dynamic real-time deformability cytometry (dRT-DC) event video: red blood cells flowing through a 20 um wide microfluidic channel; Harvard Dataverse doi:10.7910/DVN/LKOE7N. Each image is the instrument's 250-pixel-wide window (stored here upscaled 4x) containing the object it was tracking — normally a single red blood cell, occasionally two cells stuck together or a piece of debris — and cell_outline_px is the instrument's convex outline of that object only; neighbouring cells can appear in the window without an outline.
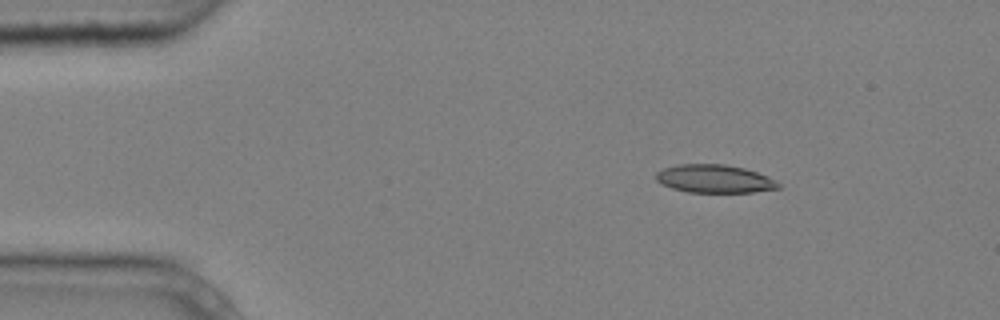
{"species": "common noctule bat (a hibernating species)", "species_latin": "Nyctalus noctula", "temperature_condition": "cold", "stored_images_in_passage": 4, "camera_frame_rate_fps": 3000, "um_per_image_px": 0.085, "animal": {"sex": "male", "body_mass_g": 20.4}, "frame": {"image": 1, "passage_image": 3, "time_ms": 0.667, "image_size_px": [1000, 320], "cell_outline_px": [[780, 188], [752, 192], [688, 192], [672, 188], [660, 184], [656, 180], [656, 172], [664, 168], [676, 164], [724, 164], [744, 168], [768, 176], [776, 180], [780, 184]], "centroid_in_image_um": [60.72, 15.19], "position_along_channel_um": 24.3, "area_um2": 20.11}}